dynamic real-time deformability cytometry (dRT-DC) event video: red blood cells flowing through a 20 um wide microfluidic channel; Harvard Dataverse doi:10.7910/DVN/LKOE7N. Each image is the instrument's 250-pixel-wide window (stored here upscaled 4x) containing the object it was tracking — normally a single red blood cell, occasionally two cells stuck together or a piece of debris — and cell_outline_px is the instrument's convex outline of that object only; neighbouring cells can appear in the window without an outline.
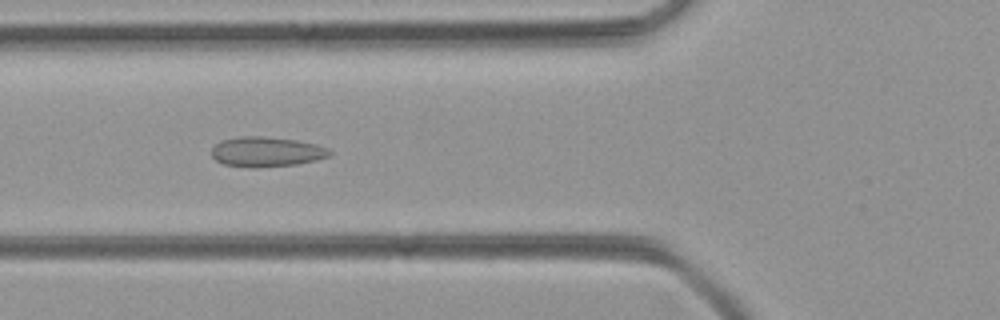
{"species": "common noctule bat (a hibernating species)", "species_latin": "Nyctalus noctula", "temperature_condition": "room temperature", "stored_images_in_passage": 50, "camera_frame_rate_fps": 3000, "um_per_image_px": 0.085, "animal": {"sex": "female", "body_mass_g": 21.9}, "frame": {"image": 1, "passage_image": 19, "time_ms": 6.0, "image_size_px": [1000, 320], "cell_outline_px": [[332, 152], [328, 156], [316, 160], [296, 164], [256, 168], [252, 168], [224, 164], [216, 160], [212, 156], [212, 148], [220, 140], [240, 136], [260, 136], [296, 140], [316, 144], [328, 148]], "centroid_in_image_um": [22.63, 12.9], "position_along_channel_um": 103.2, "area_um2": 20.58}}
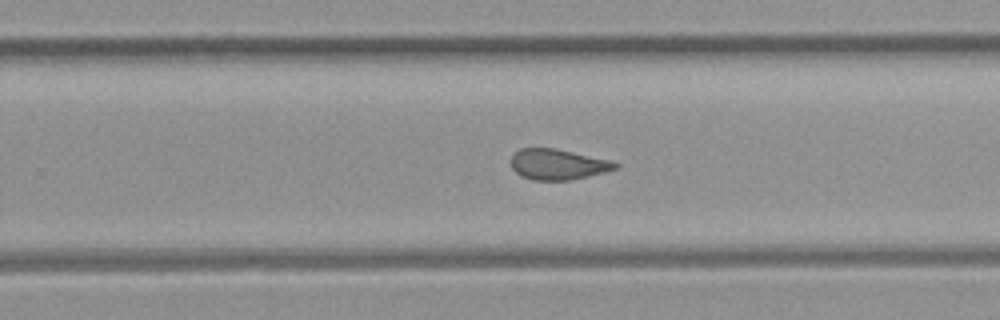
{"frame": {"image": 2, "passage_image": 32, "time_ms": 10.333, "image_size_px": [1000, 320], "cell_outline_px": [[620, 164], [616, 168], [604, 172], [572, 180], [532, 180], [520, 176], [512, 168], [508, 160], [512, 152], [520, 148], [556, 148], [612, 160]], "centroid_in_image_um": [47.36, 13.96], "position_along_channel_um": 282.4, "area_um2": 19.02}}
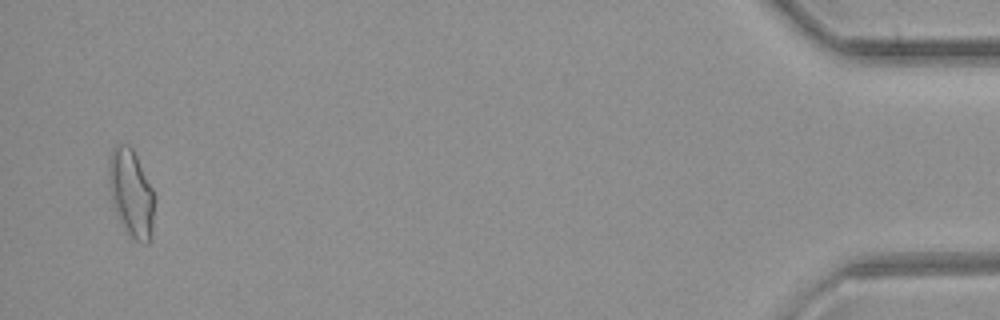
{"frame": {"image": 3, "passage_image": 49, "time_ms": 16.0, "image_size_px": [1000, 320], "cell_outline_px": [[152, 236], [148, 244], [136, 240], [124, 228], [112, 200], [108, 176], [108, 168], [112, 148], [116, 144], [128, 144], [132, 148], [152, 188]], "centroid_in_image_um": [11.13, 16.37], "position_along_channel_um": 424.1, "area_um2": 22.43}}